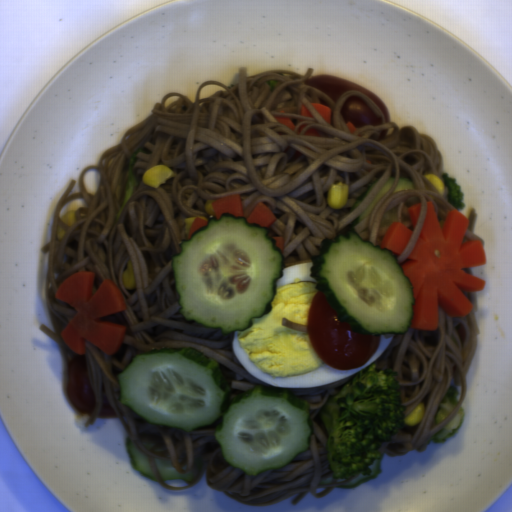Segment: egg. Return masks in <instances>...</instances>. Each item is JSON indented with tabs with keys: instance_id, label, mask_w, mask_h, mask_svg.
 I'll list each match as a JSON object with an SVG mask.
<instances>
[{
	"instance_id": "obj_1",
	"label": "egg",
	"mask_w": 512,
	"mask_h": 512,
	"mask_svg": "<svg viewBox=\"0 0 512 512\" xmlns=\"http://www.w3.org/2000/svg\"><path fill=\"white\" fill-rule=\"evenodd\" d=\"M312 261L283 270L271 309L253 318L250 327L234 330L232 349L247 373L279 388H310L336 383L370 368L386 351L395 334L381 335L376 352L359 367L337 370L314 351L307 332L283 326V318L306 325L316 289Z\"/></svg>"
}]
</instances>
